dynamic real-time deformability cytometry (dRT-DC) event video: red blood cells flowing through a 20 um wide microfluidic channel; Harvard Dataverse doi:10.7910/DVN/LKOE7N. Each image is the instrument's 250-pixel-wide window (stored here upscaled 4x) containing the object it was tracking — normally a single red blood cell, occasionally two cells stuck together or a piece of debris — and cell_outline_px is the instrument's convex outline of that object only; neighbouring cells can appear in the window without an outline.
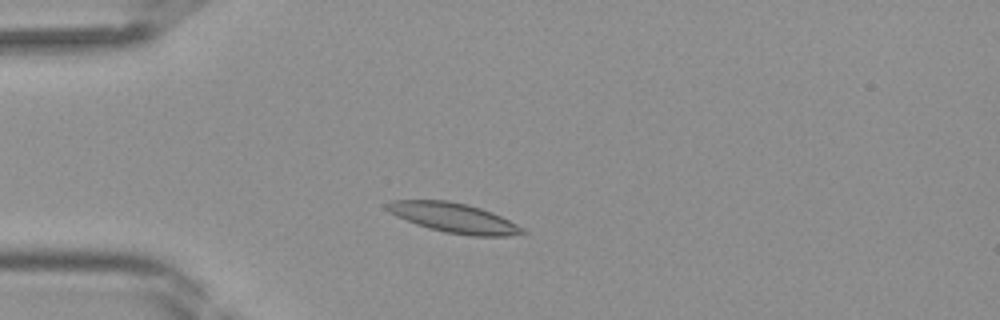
{"species": "Egyptian fruit bat (a non-hibernating species)", "species_latin": "Rousettus aegyptiacus", "temperature_condition": "room temperature", "stored_images_in_passage": 37, "camera_frame_rate_fps": 3000, "um_per_image_px": 0.085, "frame": {"image": 1, "passage_image": 6, "time_ms": 1.667, "image_size_px": [1000, 320], "cell_outline_px": [[528, 232], [508, 236], [472, 236], [444, 232], [428, 228], [416, 224], [396, 216], [388, 212], [384, 208], [384, 204], [392, 200], [448, 200], [468, 204], [492, 212], [524, 228]], "centroid_in_image_um": [38.53, 18.51], "position_along_channel_um": 46.5, "area_um2": 23.58}}
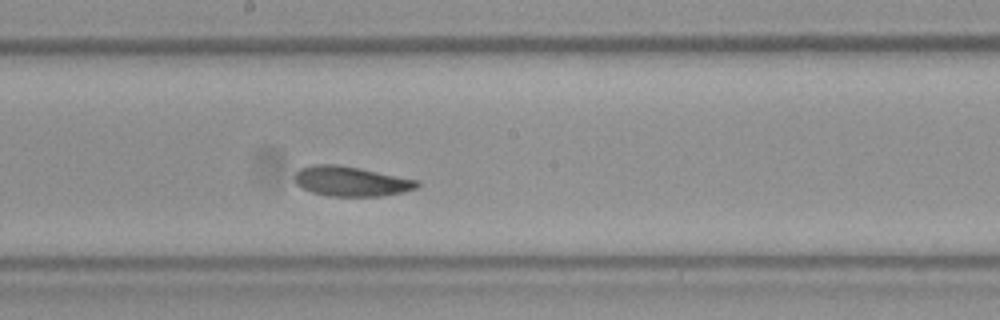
{"frame": {"image": 2, "passage_image": 18, "time_ms": 5.667, "image_size_px": [1000, 320], "cell_outline_px": [[420, 184], [416, 188], [404, 192], [380, 196], [328, 196], [312, 192], [296, 184], [296, 172], [300, 168], [316, 164], [336, 164], [360, 168], [420, 180]], "centroid_in_image_um": [29.88, 15.41], "position_along_channel_um": 218.3, "area_um2": 21.27}}
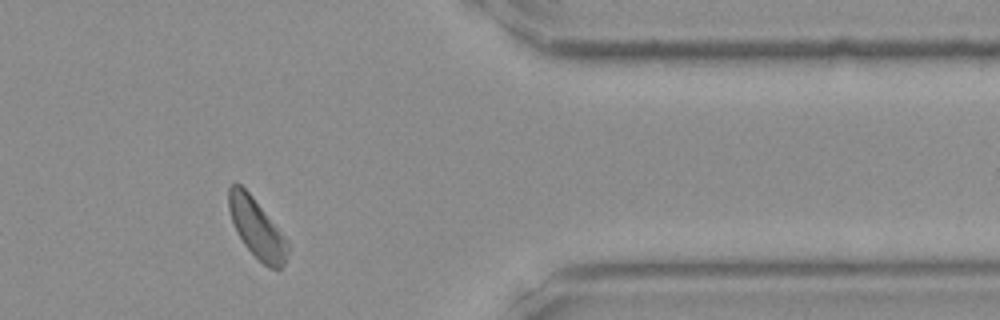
{"frame": {"image": 3, "passage_image": 30, "time_ms": 9.667, "image_size_px": [1000, 320], "cell_outline_px": [[288, 252], [284, 264], [280, 268], [268, 268], [244, 244], [232, 220], [228, 208], [228, 188], [232, 184], [240, 184], [252, 196], [284, 236], [288, 244]], "centroid_in_image_um": [21.82, 19.39], "position_along_channel_um": 389.6, "area_um2": 19.71}}